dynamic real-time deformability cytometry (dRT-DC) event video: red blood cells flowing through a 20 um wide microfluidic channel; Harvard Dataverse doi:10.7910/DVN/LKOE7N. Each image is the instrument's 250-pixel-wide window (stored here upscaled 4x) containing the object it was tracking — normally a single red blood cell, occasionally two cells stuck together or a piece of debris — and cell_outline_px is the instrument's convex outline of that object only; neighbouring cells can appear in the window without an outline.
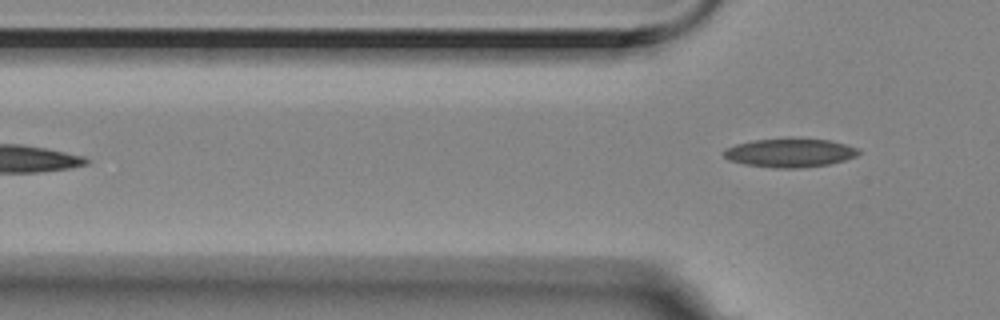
{"species": "Egyptian fruit bat (a non-hibernating species)", "species_latin": "Rousettus aegyptiacus", "temperature_condition": "room temperature", "stored_images_in_passage": 6, "camera_frame_rate_fps": 3000, "um_per_image_px": 0.085, "animal": {"sex": "female"}, "frame": {"image": 1, "passage_image": 6, "time_ms": 1.667, "image_size_px": [1000, 320], "cell_outline_px": [[860, 152], [856, 156], [844, 160], [828, 164], [800, 168], [772, 168], [744, 164], [728, 160], [720, 152], [724, 148], [736, 144], [752, 140], [788, 136], [792, 136], [828, 140], [844, 144], [856, 148]], "centroid_in_image_um": [67.06, 12.96], "position_along_channel_um": 58.7, "area_um2": 23.24}}